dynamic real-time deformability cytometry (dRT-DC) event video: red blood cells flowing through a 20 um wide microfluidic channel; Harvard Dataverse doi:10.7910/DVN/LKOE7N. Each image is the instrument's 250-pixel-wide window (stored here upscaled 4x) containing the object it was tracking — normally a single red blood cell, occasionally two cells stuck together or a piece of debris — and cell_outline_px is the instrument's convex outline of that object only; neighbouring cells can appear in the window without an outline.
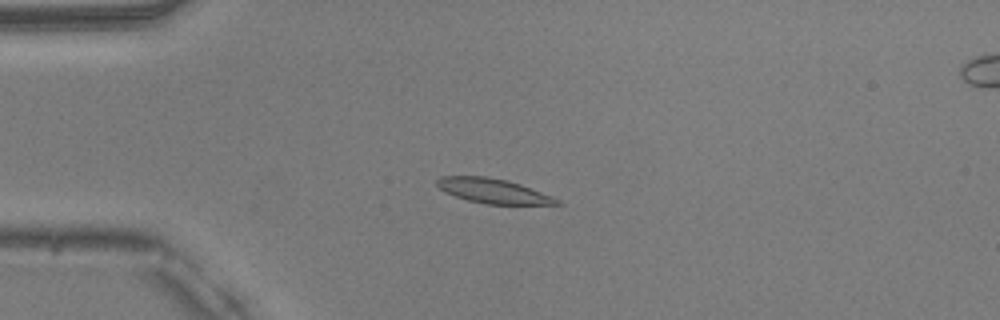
{"species": "common noctule bat (a hibernating species)", "species_latin": "Nyctalus noctula", "temperature_condition": "warm", "stored_images_in_passage": 39, "camera_frame_rate_fps": 3000, "um_per_image_px": 0.085, "animal": {"sex": "male", "body_mass_g": 20.5, "forearm_length_mm": 52.5}, "frame": {"image": 1, "passage_image": 14, "time_ms": 4.333, "image_size_px": [1000, 320], "cell_outline_px": [[564, 204], [484, 204], [468, 200], [444, 192], [436, 184], [436, 180], [440, 176], [484, 176], [508, 180], [520, 184], [552, 196], [560, 200]], "centroid_in_image_um": [41.91, 16.22], "position_along_channel_um": 43.1, "area_um2": 17.17}}
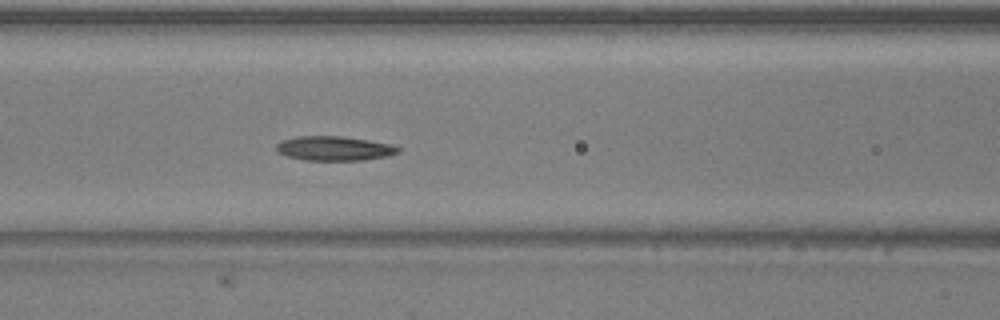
{"frame": {"image": 2, "passage_image": 23, "time_ms": 7.333, "image_size_px": [1000, 320], "cell_outline_px": [[400, 152], [388, 156], [364, 160], [304, 160], [288, 156], [276, 152], [276, 144], [280, 140], [296, 136], [340, 136], [368, 140], [392, 144], [400, 148]], "centroid_in_image_um": [28.4, 12.61], "position_along_channel_um": 138.2, "area_um2": 17.46}}
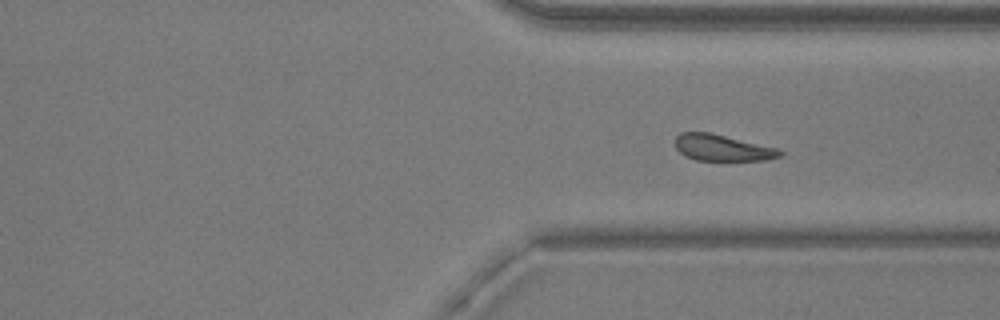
{"frame": {"image": 3, "passage_image": 39, "time_ms": 12.667, "image_size_px": [1000, 320], "cell_outline_px": [[784, 152], [780, 156], [768, 160], [696, 160], [684, 156], [676, 148], [676, 136], [680, 132], [712, 132], [776, 148]], "centroid_in_image_um": [61.38, 12.55], "position_along_channel_um": 350.0, "area_um2": 16.07}}